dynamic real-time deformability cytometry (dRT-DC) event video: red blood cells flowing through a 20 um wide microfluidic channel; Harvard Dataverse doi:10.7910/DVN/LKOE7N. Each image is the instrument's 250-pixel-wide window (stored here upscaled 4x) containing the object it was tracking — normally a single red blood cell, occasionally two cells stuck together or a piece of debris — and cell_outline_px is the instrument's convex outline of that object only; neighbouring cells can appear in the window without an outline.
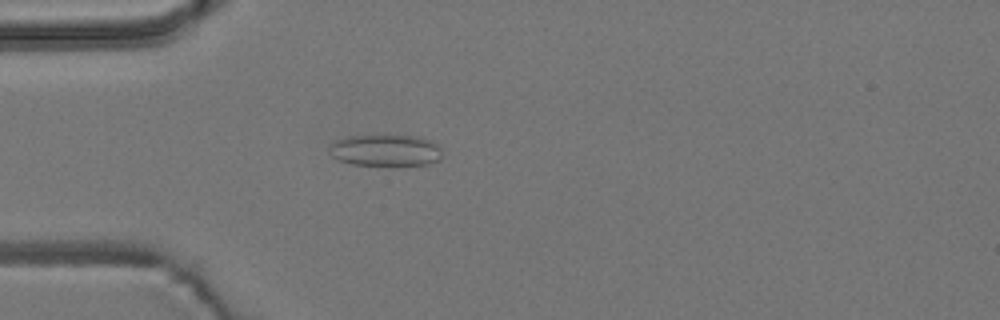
{"species": "common noctule bat (a hibernating species)", "species_latin": "Nyctalus noctula", "temperature_condition": "room temperature", "stored_images_in_passage": 4, "camera_frame_rate_fps": 3000, "um_per_image_px": 0.085, "animal": {"sex": "male", "body_mass_g": 19.2, "forearm_length_mm": 51.8}, "frame": {"image": 1, "passage_image": 4, "time_ms": 3.333, "image_size_px": [1000, 320], "cell_outline_px": [[440, 160], [428, 164], [352, 164], [336, 160], [332, 156], [328, 148], [336, 140], [348, 136], [420, 136], [432, 140], [440, 148]], "centroid_in_image_um": [32.76, 12.77], "position_along_channel_um": 52.2, "area_um2": 20.46}}